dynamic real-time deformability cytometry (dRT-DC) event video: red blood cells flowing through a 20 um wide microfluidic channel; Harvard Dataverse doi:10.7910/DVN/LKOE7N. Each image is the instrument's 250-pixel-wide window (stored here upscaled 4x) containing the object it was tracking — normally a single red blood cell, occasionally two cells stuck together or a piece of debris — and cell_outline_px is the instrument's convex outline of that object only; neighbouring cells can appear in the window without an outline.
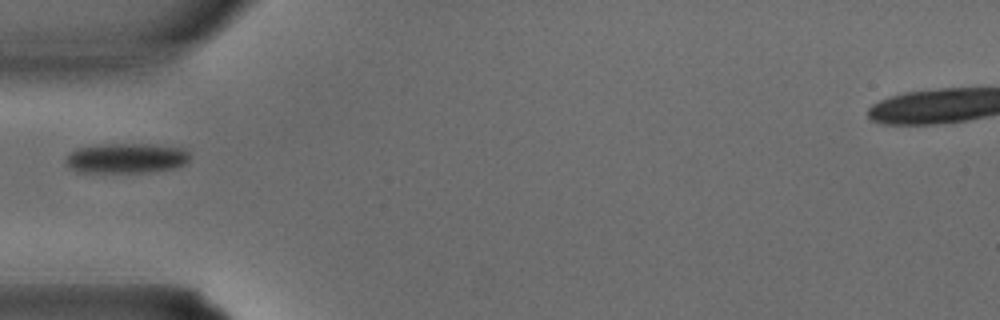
{"species": "common noctule bat (a hibernating species)", "species_latin": "Nyctalus noctula", "temperature_condition": "warm", "stored_images_in_passage": 24, "camera_frame_rate_fps": 3000, "um_per_image_px": 0.085, "animal": {"sex": "male", "body_mass_g": 15.6}, "frame": {"image": 1, "passage_image": 1, "time_ms": 0.0, "image_size_px": [1000, 320], "cell_outline_px": [[188, 164], [176, 168], [148, 172], [76, 172], [68, 168], [64, 160], [64, 156], [68, 152], [80, 148], [100, 144], [156, 144], [180, 148], [188, 152]], "centroid_in_image_um": [10.69, 13.45], "position_along_channel_um": 74.3, "area_um2": 22.02}}
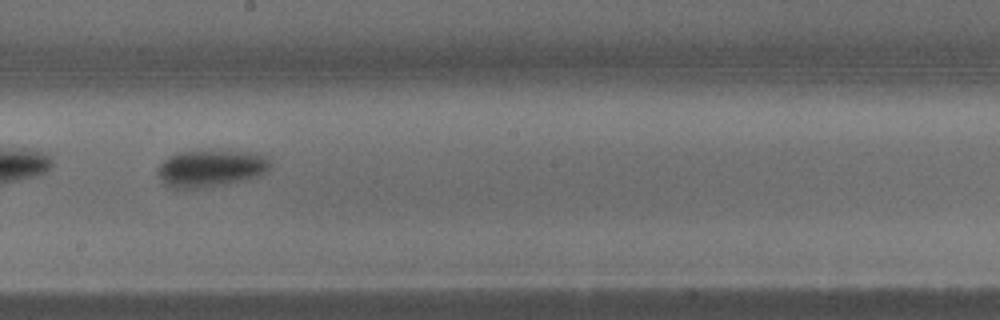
{"frame": {"image": 2, "passage_image": 9, "time_ms": 2.667, "image_size_px": [1000, 320], "cell_outline_px": [[272, 168], [260, 176], [244, 180], [204, 188], [172, 188], [164, 184], [156, 172], [156, 168], [168, 156], [176, 152], [212, 148], [256, 152], [264, 156], [272, 164]], "centroid_in_image_um": [17.93, 14.26], "position_along_channel_um": 230.3, "area_um2": 25.37}}
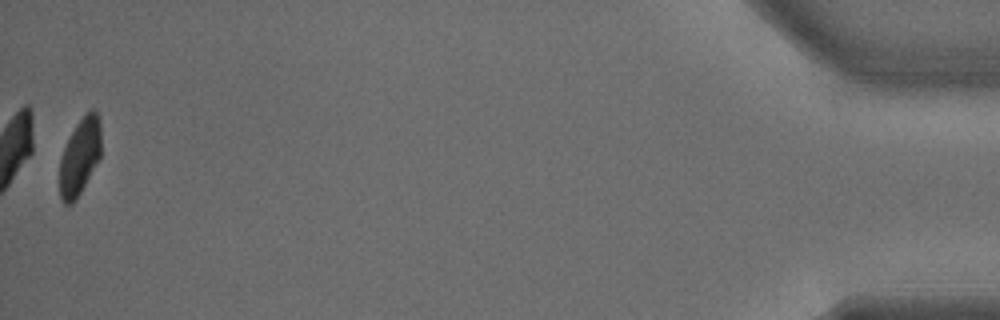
{"frame": {"image": 3, "passage_image": 24, "time_ms": 7.667, "image_size_px": [1000, 320], "cell_outline_px": [[100, 156], [80, 192], [72, 204], [64, 204], [60, 196], [60, 160], [64, 148], [76, 124], [92, 108], [100, 116]], "centroid_in_image_um": [6.78, 13.3], "position_along_channel_um": 428.4, "area_um2": 18.03}}